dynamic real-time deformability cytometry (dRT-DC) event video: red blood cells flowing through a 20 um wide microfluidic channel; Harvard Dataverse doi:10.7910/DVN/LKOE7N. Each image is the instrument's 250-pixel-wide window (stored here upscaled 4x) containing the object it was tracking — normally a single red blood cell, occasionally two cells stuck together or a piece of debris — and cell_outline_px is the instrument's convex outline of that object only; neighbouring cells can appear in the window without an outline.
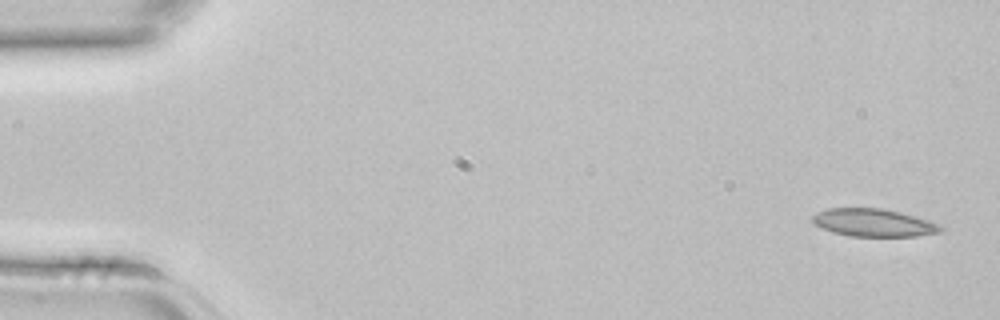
{"species": "common noctule bat (a hibernating species)", "species_latin": "Nyctalus noctula", "temperature_condition": "room temperature", "stored_images_in_passage": 3, "camera_frame_rate_fps": 3000, "um_per_image_px": 0.085, "animal": {"sex": "female", "body_mass_g": 22.7, "forearm_length_mm": 54.2}, "frame": {"image": 1, "passage_image": 3, "time_ms": 0.667, "image_size_px": [1000, 320], "cell_outline_px": [[944, 232], [916, 236], [852, 236], [832, 232], [816, 224], [812, 220], [812, 216], [828, 208], [884, 208], [916, 216], [940, 224], [944, 228]], "centroid_in_image_um": [74.33, 18.93], "position_along_channel_um": 10.7, "area_um2": 20.69}}